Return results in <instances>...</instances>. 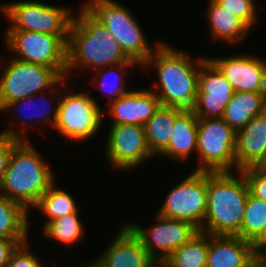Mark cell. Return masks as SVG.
I'll return each mask as SVG.
<instances>
[{"label":"cell","instance_id":"cell-25","mask_svg":"<svg viewBox=\"0 0 266 267\" xmlns=\"http://www.w3.org/2000/svg\"><path fill=\"white\" fill-rule=\"evenodd\" d=\"M208 248L209 234L199 231L165 261L170 267H206Z\"/></svg>","mask_w":266,"mask_h":267},{"label":"cell","instance_id":"cell-18","mask_svg":"<svg viewBox=\"0 0 266 267\" xmlns=\"http://www.w3.org/2000/svg\"><path fill=\"white\" fill-rule=\"evenodd\" d=\"M151 90H132L116 101L109 103L112 124L142 125L154 115L160 100Z\"/></svg>","mask_w":266,"mask_h":267},{"label":"cell","instance_id":"cell-8","mask_svg":"<svg viewBox=\"0 0 266 267\" xmlns=\"http://www.w3.org/2000/svg\"><path fill=\"white\" fill-rule=\"evenodd\" d=\"M11 60L0 77V112L9 102L48 92L46 90L65 83L66 77L54 68Z\"/></svg>","mask_w":266,"mask_h":267},{"label":"cell","instance_id":"cell-4","mask_svg":"<svg viewBox=\"0 0 266 267\" xmlns=\"http://www.w3.org/2000/svg\"><path fill=\"white\" fill-rule=\"evenodd\" d=\"M35 148L29 139L21 140L14 147L0 186L3 196L21 204L27 211L55 183L54 173Z\"/></svg>","mask_w":266,"mask_h":267},{"label":"cell","instance_id":"cell-31","mask_svg":"<svg viewBox=\"0 0 266 267\" xmlns=\"http://www.w3.org/2000/svg\"><path fill=\"white\" fill-rule=\"evenodd\" d=\"M224 10L242 20L250 29L257 20L254 0H215Z\"/></svg>","mask_w":266,"mask_h":267},{"label":"cell","instance_id":"cell-7","mask_svg":"<svg viewBox=\"0 0 266 267\" xmlns=\"http://www.w3.org/2000/svg\"><path fill=\"white\" fill-rule=\"evenodd\" d=\"M236 131L223 118H198L195 171L231 172L235 167Z\"/></svg>","mask_w":266,"mask_h":267},{"label":"cell","instance_id":"cell-17","mask_svg":"<svg viewBox=\"0 0 266 267\" xmlns=\"http://www.w3.org/2000/svg\"><path fill=\"white\" fill-rule=\"evenodd\" d=\"M266 155V110L236 131V171L256 167Z\"/></svg>","mask_w":266,"mask_h":267},{"label":"cell","instance_id":"cell-33","mask_svg":"<svg viewBox=\"0 0 266 267\" xmlns=\"http://www.w3.org/2000/svg\"><path fill=\"white\" fill-rule=\"evenodd\" d=\"M249 188V193L266 202V171L256 167H249L241 170Z\"/></svg>","mask_w":266,"mask_h":267},{"label":"cell","instance_id":"cell-13","mask_svg":"<svg viewBox=\"0 0 266 267\" xmlns=\"http://www.w3.org/2000/svg\"><path fill=\"white\" fill-rule=\"evenodd\" d=\"M106 140L107 160L119 170L137 166L154 157L148 147L142 125L111 124Z\"/></svg>","mask_w":266,"mask_h":267},{"label":"cell","instance_id":"cell-22","mask_svg":"<svg viewBox=\"0 0 266 267\" xmlns=\"http://www.w3.org/2000/svg\"><path fill=\"white\" fill-rule=\"evenodd\" d=\"M183 110L160 105L144 125L149 150L153 156L160 155L169 145L175 118Z\"/></svg>","mask_w":266,"mask_h":267},{"label":"cell","instance_id":"cell-16","mask_svg":"<svg viewBox=\"0 0 266 267\" xmlns=\"http://www.w3.org/2000/svg\"><path fill=\"white\" fill-rule=\"evenodd\" d=\"M256 265L255 244L239 236L209 234L206 267H254Z\"/></svg>","mask_w":266,"mask_h":267},{"label":"cell","instance_id":"cell-21","mask_svg":"<svg viewBox=\"0 0 266 267\" xmlns=\"http://www.w3.org/2000/svg\"><path fill=\"white\" fill-rule=\"evenodd\" d=\"M265 110L266 92H234L232 99L225 107L222 118L237 131Z\"/></svg>","mask_w":266,"mask_h":267},{"label":"cell","instance_id":"cell-15","mask_svg":"<svg viewBox=\"0 0 266 267\" xmlns=\"http://www.w3.org/2000/svg\"><path fill=\"white\" fill-rule=\"evenodd\" d=\"M208 59L230 82L234 92H266V60L247 55Z\"/></svg>","mask_w":266,"mask_h":267},{"label":"cell","instance_id":"cell-29","mask_svg":"<svg viewBox=\"0 0 266 267\" xmlns=\"http://www.w3.org/2000/svg\"><path fill=\"white\" fill-rule=\"evenodd\" d=\"M136 64H138V63H121L118 65L107 66L106 70L103 67L99 68V72L96 73V76H93V80L91 82H93V83L97 82V84H98V81H100V80L103 81V79H105L107 74H109V76H112L111 73L114 74L115 75L114 78H116V81L111 82V80H109L111 83L109 82L108 84H106V82H107L106 81V82H104V83L102 82L100 84L101 85L100 90H102L103 94H107L108 96L111 95L112 98H109L111 100L108 103H112V102L116 101L117 99H119L121 96H124L125 94H127L128 92L131 91V90L128 91L125 88V82L126 81L121 80V79H124L123 78L124 76H120L121 75L120 72L123 73L124 72L123 70H125V69L127 70V68H129V66L134 67V66H136ZM114 70H116L117 73ZM105 85H107V86H105Z\"/></svg>","mask_w":266,"mask_h":267},{"label":"cell","instance_id":"cell-40","mask_svg":"<svg viewBox=\"0 0 266 267\" xmlns=\"http://www.w3.org/2000/svg\"><path fill=\"white\" fill-rule=\"evenodd\" d=\"M86 264L84 263V267H101L95 260L92 263L89 262V264Z\"/></svg>","mask_w":266,"mask_h":267},{"label":"cell","instance_id":"cell-36","mask_svg":"<svg viewBox=\"0 0 266 267\" xmlns=\"http://www.w3.org/2000/svg\"><path fill=\"white\" fill-rule=\"evenodd\" d=\"M266 244L257 252V264L260 267H266Z\"/></svg>","mask_w":266,"mask_h":267},{"label":"cell","instance_id":"cell-14","mask_svg":"<svg viewBox=\"0 0 266 267\" xmlns=\"http://www.w3.org/2000/svg\"><path fill=\"white\" fill-rule=\"evenodd\" d=\"M234 91L230 82L219 69L207 59L198 77V93L192 109L197 118H222Z\"/></svg>","mask_w":266,"mask_h":267},{"label":"cell","instance_id":"cell-32","mask_svg":"<svg viewBox=\"0 0 266 267\" xmlns=\"http://www.w3.org/2000/svg\"><path fill=\"white\" fill-rule=\"evenodd\" d=\"M17 130L12 129H4L0 133V186L2 184L4 174L6 172L10 155L14 149V147L21 140H28L21 133H17Z\"/></svg>","mask_w":266,"mask_h":267},{"label":"cell","instance_id":"cell-34","mask_svg":"<svg viewBox=\"0 0 266 267\" xmlns=\"http://www.w3.org/2000/svg\"><path fill=\"white\" fill-rule=\"evenodd\" d=\"M28 242L18 245L10 256L7 267H43L39 257L31 254Z\"/></svg>","mask_w":266,"mask_h":267},{"label":"cell","instance_id":"cell-38","mask_svg":"<svg viewBox=\"0 0 266 267\" xmlns=\"http://www.w3.org/2000/svg\"><path fill=\"white\" fill-rule=\"evenodd\" d=\"M266 244V231L264 235L255 243L256 251L258 252Z\"/></svg>","mask_w":266,"mask_h":267},{"label":"cell","instance_id":"cell-10","mask_svg":"<svg viewBox=\"0 0 266 267\" xmlns=\"http://www.w3.org/2000/svg\"><path fill=\"white\" fill-rule=\"evenodd\" d=\"M166 197L157 214L189 222L202 230L207 209V172L193 170Z\"/></svg>","mask_w":266,"mask_h":267},{"label":"cell","instance_id":"cell-1","mask_svg":"<svg viewBox=\"0 0 266 267\" xmlns=\"http://www.w3.org/2000/svg\"><path fill=\"white\" fill-rule=\"evenodd\" d=\"M207 59L201 57L194 60L177 48L174 49L164 42H156L155 50L143 66L153 65L157 69L159 83H154L156 90L153 92L160 100V104L192 110L198 93L200 66Z\"/></svg>","mask_w":266,"mask_h":267},{"label":"cell","instance_id":"cell-35","mask_svg":"<svg viewBox=\"0 0 266 267\" xmlns=\"http://www.w3.org/2000/svg\"><path fill=\"white\" fill-rule=\"evenodd\" d=\"M18 245L15 240L0 238V267H7L10 256Z\"/></svg>","mask_w":266,"mask_h":267},{"label":"cell","instance_id":"cell-28","mask_svg":"<svg viewBox=\"0 0 266 267\" xmlns=\"http://www.w3.org/2000/svg\"><path fill=\"white\" fill-rule=\"evenodd\" d=\"M78 215L79 211L51 220L42 227L43 232L48 238L50 237L63 244L76 243L84 233V228Z\"/></svg>","mask_w":266,"mask_h":267},{"label":"cell","instance_id":"cell-5","mask_svg":"<svg viewBox=\"0 0 266 267\" xmlns=\"http://www.w3.org/2000/svg\"><path fill=\"white\" fill-rule=\"evenodd\" d=\"M82 7L112 34L125 55L143 65L155 47L149 45L131 12L114 0H90Z\"/></svg>","mask_w":266,"mask_h":267},{"label":"cell","instance_id":"cell-19","mask_svg":"<svg viewBox=\"0 0 266 267\" xmlns=\"http://www.w3.org/2000/svg\"><path fill=\"white\" fill-rule=\"evenodd\" d=\"M115 238L108 249L95 259L101 267H148L153 261L126 225Z\"/></svg>","mask_w":266,"mask_h":267},{"label":"cell","instance_id":"cell-2","mask_svg":"<svg viewBox=\"0 0 266 267\" xmlns=\"http://www.w3.org/2000/svg\"><path fill=\"white\" fill-rule=\"evenodd\" d=\"M207 172V209L201 232L241 237V225L249 194L241 171Z\"/></svg>","mask_w":266,"mask_h":267},{"label":"cell","instance_id":"cell-23","mask_svg":"<svg viewBox=\"0 0 266 267\" xmlns=\"http://www.w3.org/2000/svg\"><path fill=\"white\" fill-rule=\"evenodd\" d=\"M208 5L206 13L212 37L228 43L245 40L250 28L242 20L224 10L215 0H209Z\"/></svg>","mask_w":266,"mask_h":267},{"label":"cell","instance_id":"cell-9","mask_svg":"<svg viewBox=\"0 0 266 267\" xmlns=\"http://www.w3.org/2000/svg\"><path fill=\"white\" fill-rule=\"evenodd\" d=\"M7 47L20 57L15 59L54 68L67 77V43L54 34L32 31H6Z\"/></svg>","mask_w":266,"mask_h":267},{"label":"cell","instance_id":"cell-30","mask_svg":"<svg viewBox=\"0 0 266 267\" xmlns=\"http://www.w3.org/2000/svg\"><path fill=\"white\" fill-rule=\"evenodd\" d=\"M55 90V91H54ZM54 92H56V94L57 95H55L54 94ZM61 91H59L58 93H57V88H55V87H53V88H51V90H49L48 92H44V93H40V95L38 94V96H40V97H38L37 96V94H35V95H32V96H29V97H26V98H24V99H21V100H16V101H12V102H9L1 111L2 112H7L9 109L10 110H12L15 106L16 107H20V105L22 106L23 105V107L24 108H22V109H24L25 111H26V109H28V105H27V108H26V103H28V102H30V104H35V102H34V100L33 99H35L36 98V100H38V98H40V100L41 99H44L45 97H47V96H45L47 93L49 94V96H50V98H52L53 99V97H55L54 98V100L56 99V101H57V104L54 106V111L53 110H51L52 108H48V106L46 107V110H49V111H47V112H45L44 113V111H45V109H44V111H43V113H42V111L40 110L39 111V113H38V111L35 113V112H33L34 114H37V116H39V117H41L42 119H43V123L45 122V124H53V125H51V126H53V128H54V126H55V124H56V120H57V117H58V108H59V103H60V99H61V94H62V92L60 93ZM42 94V95H41ZM52 94V95H51ZM53 96V97H52ZM58 99V100H57ZM45 100V99H44ZM42 100V101H40V102H42L43 104L45 103V101L47 102L48 100ZM31 101H33V103H31ZM39 101V100H38ZM37 103V102H36ZM19 104V105H18ZM29 104V105H30ZM50 105V103L49 102H47V105ZM36 105V104H35ZM32 106V105H31ZM38 106H39V104H38ZM38 106H37V108L36 109H38ZM34 107V106H33ZM36 107V106H35ZM20 109V108H19ZM35 110V109H34ZM23 111V110H22ZM21 111V112H22ZM20 112V111H19ZM31 112V111H30ZM50 113H52V115H50ZM19 114V113H18ZM33 116V117H32ZM31 117H30V115L29 116H25V119L27 120V121H30V120H28V119H34L35 118V116L36 115H32ZM38 118V117H37Z\"/></svg>","mask_w":266,"mask_h":267},{"label":"cell","instance_id":"cell-37","mask_svg":"<svg viewBox=\"0 0 266 267\" xmlns=\"http://www.w3.org/2000/svg\"><path fill=\"white\" fill-rule=\"evenodd\" d=\"M148 267H170L166 261L153 260Z\"/></svg>","mask_w":266,"mask_h":267},{"label":"cell","instance_id":"cell-20","mask_svg":"<svg viewBox=\"0 0 266 267\" xmlns=\"http://www.w3.org/2000/svg\"><path fill=\"white\" fill-rule=\"evenodd\" d=\"M198 118L192 110H183L176 118L168 147L160 154L175 161L189 159L197 152Z\"/></svg>","mask_w":266,"mask_h":267},{"label":"cell","instance_id":"cell-39","mask_svg":"<svg viewBox=\"0 0 266 267\" xmlns=\"http://www.w3.org/2000/svg\"><path fill=\"white\" fill-rule=\"evenodd\" d=\"M258 168L266 171V155L264 157V159L261 161V163L257 166Z\"/></svg>","mask_w":266,"mask_h":267},{"label":"cell","instance_id":"cell-3","mask_svg":"<svg viewBox=\"0 0 266 267\" xmlns=\"http://www.w3.org/2000/svg\"><path fill=\"white\" fill-rule=\"evenodd\" d=\"M74 16L67 42V74L71 70L137 63L121 50L112 34L83 7Z\"/></svg>","mask_w":266,"mask_h":267},{"label":"cell","instance_id":"cell-26","mask_svg":"<svg viewBox=\"0 0 266 267\" xmlns=\"http://www.w3.org/2000/svg\"><path fill=\"white\" fill-rule=\"evenodd\" d=\"M266 231V202L247 196L241 225V238L255 244Z\"/></svg>","mask_w":266,"mask_h":267},{"label":"cell","instance_id":"cell-12","mask_svg":"<svg viewBox=\"0 0 266 267\" xmlns=\"http://www.w3.org/2000/svg\"><path fill=\"white\" fill-rule=\"evenodd\" d=\"M156 216V224L147 230L135 223H127L126 226L140 240L152 260L165 261L176 249L193 238L199 230L186 221L166 218L159 214Z\"/></svg>","mask_w":266,"mask_h":267},{"label":"cell","instance_id":"cell-6","mask_svg":"<svg viewBox=\"0 0 266 267\" xmlns=\"http://www.w3.org/2000/svg\"><path fill=\"white\" fill-rule=\"evenodd\" d=\"M11 26L7 31H32L59 35L66 43L74 14L70 8L40 1H20L0 7Z\"/></svg>","mask_w":266,"mask_h":267},{"label":"cell","instance_id":"cell-11","mask_svg":"<svg viewBox=\"0 0 266 267\" xmlns=\"http://www.w3.org/2000/svg\"><path fill=\"white\" fill-rule=\"evenodd\" d=\"M68 93L61 94L54 128L73 142L86 140L102 126L103 112L87 92Z\"/></svg>","mask_w":266,"mask_h":267},{"label":"cell","instance_id":"cell-27","mask_svg":"<svg viewBox=\"0 0 266 267\" xmlns=\"http://www.w3.org/2000/svg\"><path fill=\"white\" fill-rule=\"evenodd\" d=\"M34 208L48 216L44 226L51 220L77 212V204L73 197L63 189L56 188L54 183L40 197Z\"/></svg>","mask_w":266,"mask_h":267},{"label":"cell","instance_id":"cell-24","mask_svg":"<svg viewBox=\"0 0 266 267\" xmlns=\"http://www.w3.org/2000/svg\"><path fill=\"white\" fill-rule=\"evenodd\" d=\"M28 211L19 203L0 193V238L15 240L19 245L27 242Z\"/></svg>","mask_w":266,"mask_h":267}]
</instances>
